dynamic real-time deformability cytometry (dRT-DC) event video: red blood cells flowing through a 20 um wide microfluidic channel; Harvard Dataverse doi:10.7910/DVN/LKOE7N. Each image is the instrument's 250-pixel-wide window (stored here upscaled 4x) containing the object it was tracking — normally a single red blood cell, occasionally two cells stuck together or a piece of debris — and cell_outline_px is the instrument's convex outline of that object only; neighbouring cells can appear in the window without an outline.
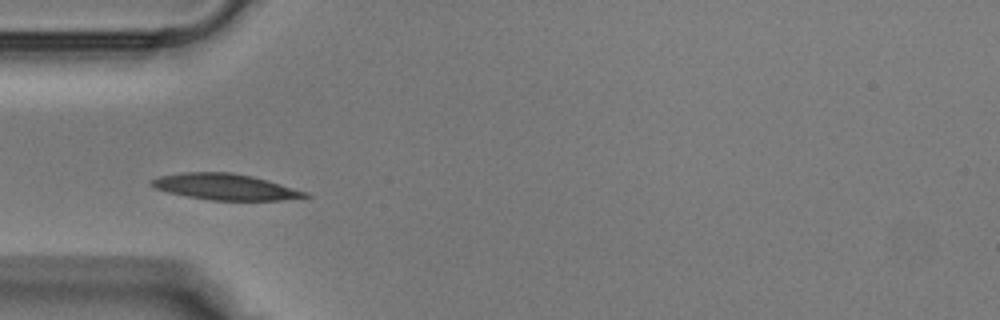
{"species": "Egyptian fruit bat (a non-hibernating species)", "species_latin": "Rousettus aegyptiacus", "temperature_condition": "warm", "stored_images_in_passage": 28, "camera_frame_rate_fps": 3000, "um_per_image_px": 0.085, "animal": {"sex": "male"}, "frame": {"image": 1, "passage_image": 1, "time_ms": 0.0, "image_size_px": [1000, 320], "cell_outline_px": [[312, 196], [280, 200], [212, 200], [188, 196], [168, 192], [156, 188], [148, 184], [148, 180], [160, 176], [180, 172], [232, 172], [252, 176], [308, 192]], "centroid_in_image_um": [19.1, 15.87], "position_along_channel_um": 65.9, "area_um2": 23.24}}
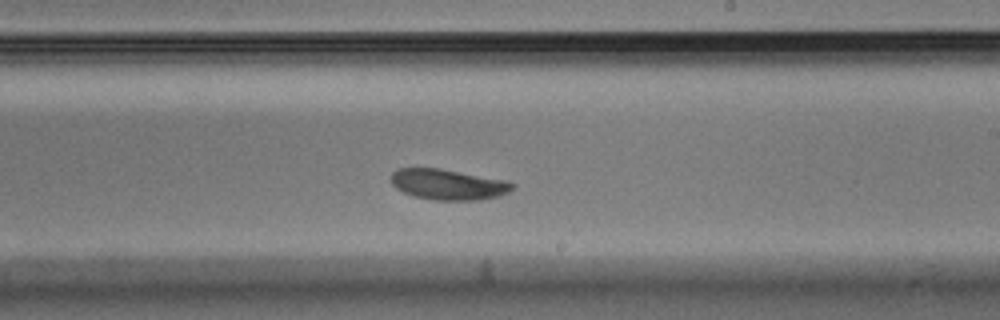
{"frame": {"image": 2, "passage_image": 12, "time_ms": 3.667, "image_size_px": [1000, 320], "cell_outline_px": [[516, 188], [500, 196], [480, 200], [436, 200], [412, 196], [396, 188], [392, 184], [392, 172], [396, 168], [440, 168], [508, 180], [516, 184]], "centroid_in_image_um": [38.15, 15.67], "position_along_channel_um": 250.9, "area_um2": 21.96}}
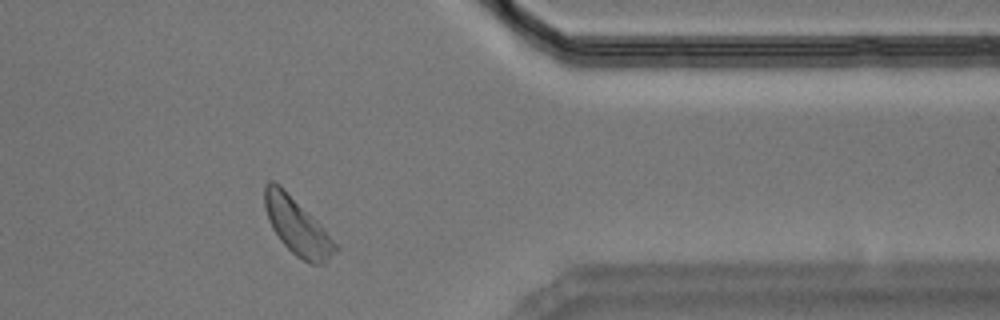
{"frame": {"image": 3, "passage_image": 21, "time_ms": 6.667, "image_size_px": [1000, 320], "cell_outline_px": [[340, 248], [324, 264], [312, 264], [296, 256], [280, 240], [272, 228], [268, 220], [264, 208], [264, 184], [268, 180], [272, 180], [280, 184], [324, 228]], "centroid_in_image_um": [25.24, 19.22], "position_along_channel_um": 386.2, "area_um2": 23.41}}